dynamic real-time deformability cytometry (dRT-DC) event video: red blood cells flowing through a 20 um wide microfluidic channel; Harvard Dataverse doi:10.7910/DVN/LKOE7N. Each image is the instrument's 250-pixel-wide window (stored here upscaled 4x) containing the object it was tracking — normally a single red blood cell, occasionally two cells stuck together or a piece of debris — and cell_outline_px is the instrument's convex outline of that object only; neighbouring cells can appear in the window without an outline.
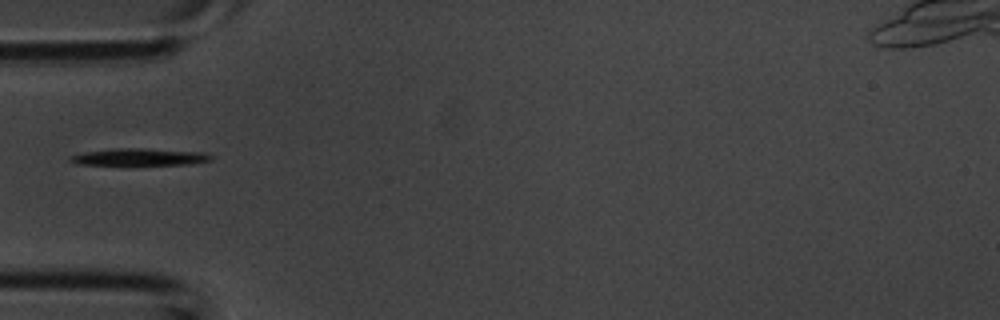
{"species": "common noctule bat (a hibernating species)", "species_latin": "Nyctalus noctula", "temperature_condition": "room temperature", "stored_images_in_passage": 1, "camera_frame_rate_fps": 3000, "um_per_image_px": 0.085, "animal": {"sex": "male", "body_mass_g": 20.1, "forearm_length_mm": 53.5}, "frame": {"image": 1, "passage_image": 1, "time_ms": 0.0, "image_size_px": [1000, 320], "cell_outline_px": [[216, 156], [212, 160], [192, 164], [76, 164], [68, 160], [68, 156], [84, 152], [116, 148], [148, 148], [204, 152]], "centroid_in_image_um": [11.92, 13.33], "position_along_channel_um": 73.1, "area_um2": 14.05}}